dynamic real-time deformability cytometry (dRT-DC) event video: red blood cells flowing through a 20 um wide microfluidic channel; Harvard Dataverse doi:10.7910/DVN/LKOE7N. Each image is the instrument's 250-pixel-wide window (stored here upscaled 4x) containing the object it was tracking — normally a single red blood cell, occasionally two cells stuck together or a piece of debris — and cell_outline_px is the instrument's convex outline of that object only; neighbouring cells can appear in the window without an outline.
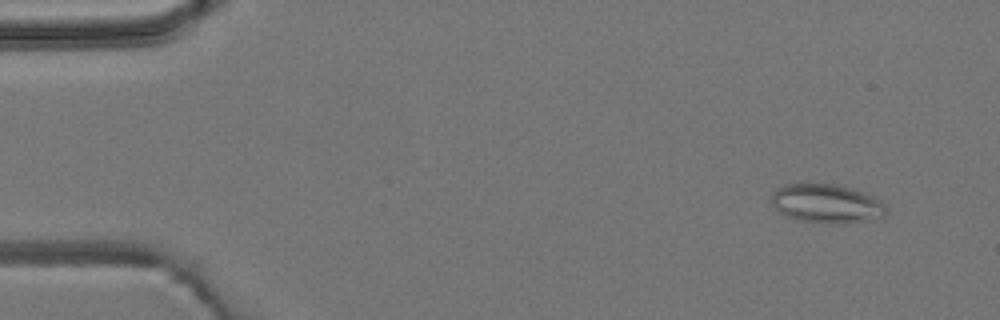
{"species": "common noctule bat (a hibernating species)", "species_latin": "Nyctalus noctula", "temperature_condition": "room temperature", "stored_images_in_passage": 5, "camera_frame_rate_fps": 3000, "um_per_image_px": 0.085, "animal": {"sex": "male", "body_mass_g": 19.2, "forearm_length_mm": 51.8}, "frame": {"image": 1, "passage_image": 2, "time_ms": 1.0, "image_size_px": [1000, 320], "cell_outline_px": [[888, 212], [884, 216], [868, 220], [844, 224], [840, 224], [796, 220], [780, 212], [772, 204], [772, 192], [776, 188], [788, 184], [840, 184], [856, 188], [880, 200], [888, 208]], "centroid_in_image_um": [70.3, 17.3], "position_along_channel_um": 14.7, "area_um2": 26.24}}